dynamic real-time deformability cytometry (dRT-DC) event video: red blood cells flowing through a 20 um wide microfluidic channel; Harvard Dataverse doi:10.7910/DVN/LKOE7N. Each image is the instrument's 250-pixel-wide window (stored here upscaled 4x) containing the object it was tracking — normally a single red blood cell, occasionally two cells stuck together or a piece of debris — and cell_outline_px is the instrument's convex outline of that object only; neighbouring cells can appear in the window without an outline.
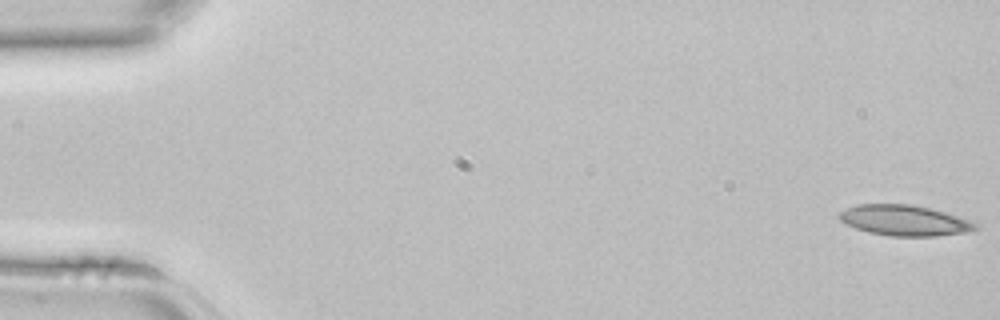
{"species": "common noctule bat (a hibernating species)", "species_latin": "Nyctalus noctula", "temperature_condition": "room temperature", "stored_images_in_passage": 3, "camera_frame_rate_fps": 3000, "um_per_image_px": 0.085, "animal": {"sex": "female", "body_mass_g": 22.7, "forearm_length_mm": 54.2}, "frame": {"image": 1, "passage_image": 1, "time_ms": 0.0, "image_size_px": [1000, 320], "cell_outline_px": [[980, 228], [968, 232], [936, 236], [888, 236], [868, 232], [856, 228], [840, 220], [836, 216], [840, 212], [856, 204], [912, 204], [944, 212], [972, 220]], "centroid_in_image_um": [76.9, 18.74], "position_along_channel_um": 8.1, "area_um2": 24.33}}